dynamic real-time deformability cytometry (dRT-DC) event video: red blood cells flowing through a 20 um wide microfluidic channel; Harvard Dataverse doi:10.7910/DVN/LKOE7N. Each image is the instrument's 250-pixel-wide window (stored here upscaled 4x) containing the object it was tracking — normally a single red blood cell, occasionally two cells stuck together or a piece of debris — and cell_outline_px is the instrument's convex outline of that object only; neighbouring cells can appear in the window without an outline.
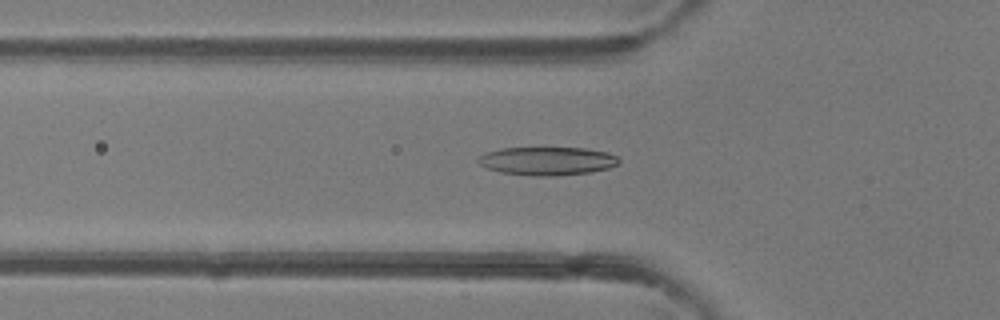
{"species": "common noctule bat (a hibernating species)", "species_latin": "Nyctalus noctula", "temperature_condition": "room temperature", "stored_images_in_passage": 47, "camera_frame_rate_fps": 3000, "um_per_image_px": 0.085, "animal": {"sex": "female"}, "frame": {"image": 1, "passage_image": 16, "time_ms": 5.0, "image_size_px": [1000, 320], "cell_outline_px": [[620, 160], [616, 164], [608, 168], [592, 172], [552, 176], [536, 176], [500, 172], [488, 168], [480, 164], [476, 160], [484, 152], [500, 148], [584, 148], [608, 152], [616, 156]], "centroid_in_image_um": [46.5, 13.68], "position_along_channel_um": 79.3, "area_um2": 23.18}}
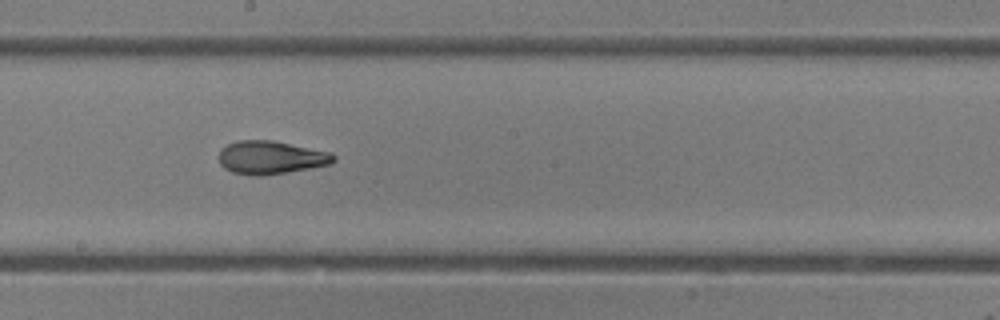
{"frame": {"image": 2, "passage_image": 26, "time_ms": 8.333, "image_size_px": [1000, 320], "cell_outline_px": [[336, 160], [332, 164], [260, 176], [252, 176], [232, 172], [224, 168], [220, 164], [220, 148], [228, 144], [240, 140], [272, 140], [332, 152], [336, 156]], "centroid_in_image_um": [23.03, 13.38], "position_along_channel_um": 225.2, "area_um2": 22.2}}
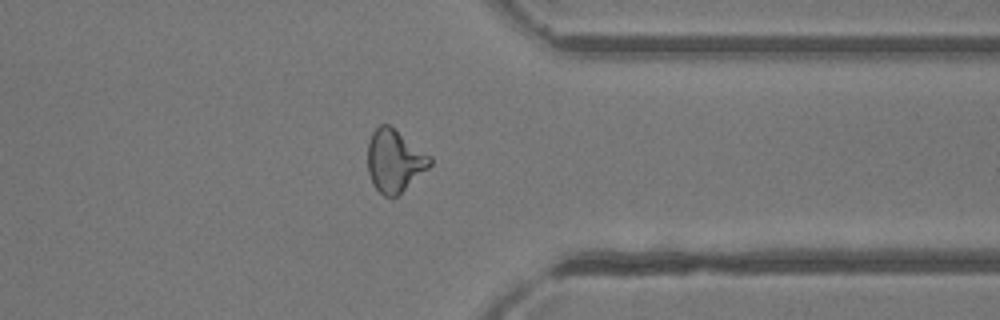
{"frame": {"image": 3, "passage_image": 37, "time_ms": 12.0, "image_size_px": [1000, 320], "cell_outline_px": [[432, 164], [428, 168], [396, 196], [384, 196], [372, 184], [368, 172], [368, 140], [372, 132], [380, 124], [388, 124], [432, 156]], "centroid_in_image_um": [33.52, 13.64], "position_along_channel_um": 377.9, "area_um2": 22.48}, "authors_computed_cell_mechanics": {"area_um2": 22.4842, "velocity_mm_per_s": 4.3443, "shape_relaxation_time_tau1_ms": 6.303, "shape_relaxation_time_tau2_ms": 1.8913, "deformation_change_tau1": 0.2051, "deformation_change_tau2": 0.0811}}